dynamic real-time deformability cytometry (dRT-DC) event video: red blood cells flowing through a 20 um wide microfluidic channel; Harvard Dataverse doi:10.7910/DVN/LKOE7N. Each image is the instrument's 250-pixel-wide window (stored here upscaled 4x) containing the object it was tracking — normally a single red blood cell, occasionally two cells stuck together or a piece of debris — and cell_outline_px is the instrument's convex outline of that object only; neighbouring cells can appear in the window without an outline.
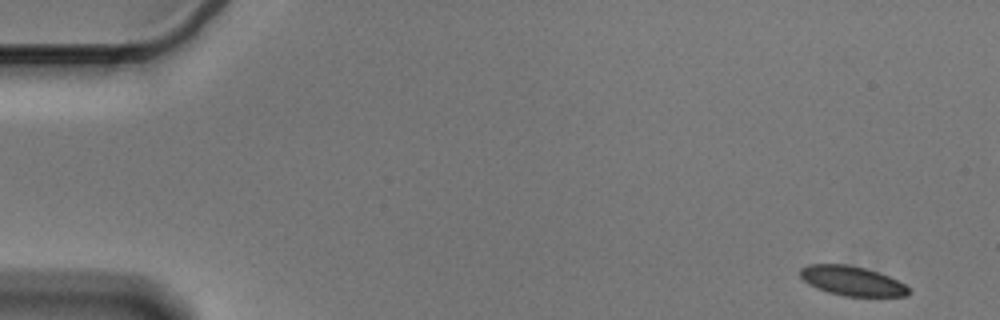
{"species": "Egyptian fruit bat (a non-hibernating species)", "species_latin": "Rousettus aegyptiacus", "temperature_condition": "cold", "stored_images_in_passage": 55, "camera_frame_rate_fps": 3000, "um_per_image_px": 0.085, "animal": {"sex": "male"}, "frame": {"image": 1, "passage_image": 1, "time_ms": 0.0, "image_size_px": [1000, 320], "cell_outline_px": [[912, 292], [904, 296], [844, 296], [828, 292], [816, 288], [808, 284], [800, 276], [800, 268], [808, 264], [844, 264], [864, 268], [888, 276], [904, 284]], "centroid_in_image_um": [72.39, 23.88], "position_along_channel_um": 12.6, "area_um2": 18.5}}
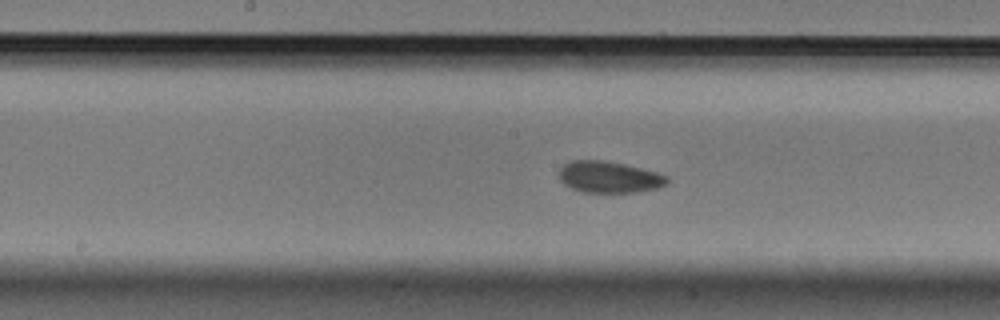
{"frame": {"image": 2, "passage_image": 27, "time_ms": 8.667, "image_size_px": [1000, 320], "cell_outline_px": [[668, 184], [660, 188], [632, 192], [580, 192], [564, 184], [560, 180], [560, 168], [564, 164], [572, 160], [604, 160], [624, 164], [656, 172], [668, 176]], "centroid_in_image_um": [51.78, 15.05], "position_along_channel_um": 196.4, "area_um2": 19.83}}
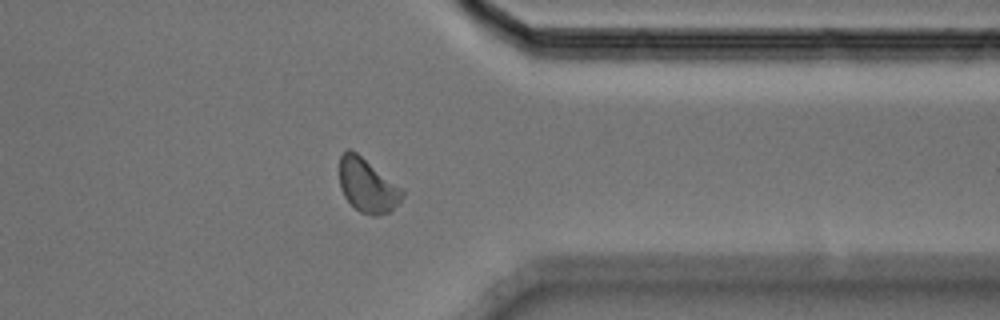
{"frame": {"image": 3, "passage_image": 43, "time_ms": 14.0, "image_size_px": [1000, 320], "cell_outline_px": [[404, 196], [388, 212], [376, 216], [372, 216], [360, 212], [344, 196], [340, 188], [340, 156], [348, 148], [352, 148], [404, 188]], "centroid_in_image_um": [31.24, 15.73], "position_along_channel_um": 380.2, "area_um2": 19.88}, "authors_computed_cell_mechanics": {"area_um2": 19.652, "velocity_mm_per_s": 3.5604, "shape_relaxation_time_tau1_ms": 3.871, "shape_relaxation_time_tau2_ms": 4.8307, "deformation_change_tau1": 0.0723, "deformation_change_tau2": 0.0724}}